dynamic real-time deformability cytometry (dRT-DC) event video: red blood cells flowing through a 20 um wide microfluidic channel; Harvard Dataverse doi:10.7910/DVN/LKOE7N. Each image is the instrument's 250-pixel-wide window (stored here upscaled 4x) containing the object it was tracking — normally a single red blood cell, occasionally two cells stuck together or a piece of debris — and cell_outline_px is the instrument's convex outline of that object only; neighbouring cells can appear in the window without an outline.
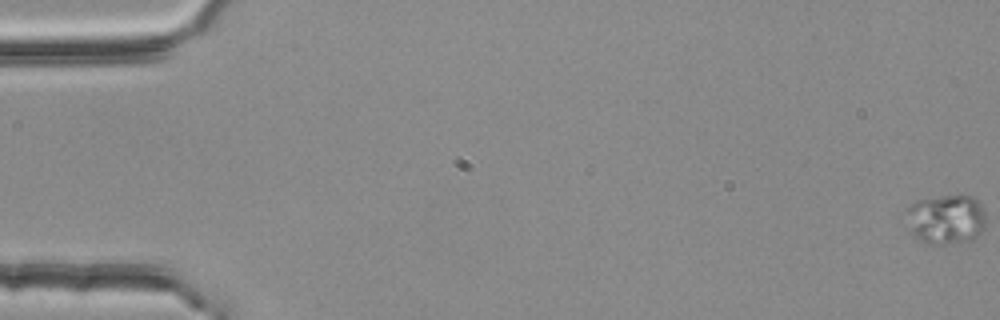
{"species": "common noctule bat (a hibernating species)", "species_latin": "Nyctalus noctula", "temperature_condition": "room temperature", "stored_images_in_passage": 13, "camera_frame_rate_fps": 3000, "um_per_image_px": 0.085, "animal": {"sex": "female", "body_mass_g": 25.1}, "frame": {"image": 1, "passage_image": 1, "time_ms": 0.0, "image_size_px": [1000, 320], "cell_outline_px": [[984, 228], [972, 240], [948, 244], [928, 244], [920, 240], [912, 232], [904, 212], [908, 204], [916, 200], [956, 192], [964, 192], [980, 200], [984, 208]], "centroid_in_image_um": [80.42, 18.56], "position_along_channel_um": 4.6, "area_um2": 23.99}}